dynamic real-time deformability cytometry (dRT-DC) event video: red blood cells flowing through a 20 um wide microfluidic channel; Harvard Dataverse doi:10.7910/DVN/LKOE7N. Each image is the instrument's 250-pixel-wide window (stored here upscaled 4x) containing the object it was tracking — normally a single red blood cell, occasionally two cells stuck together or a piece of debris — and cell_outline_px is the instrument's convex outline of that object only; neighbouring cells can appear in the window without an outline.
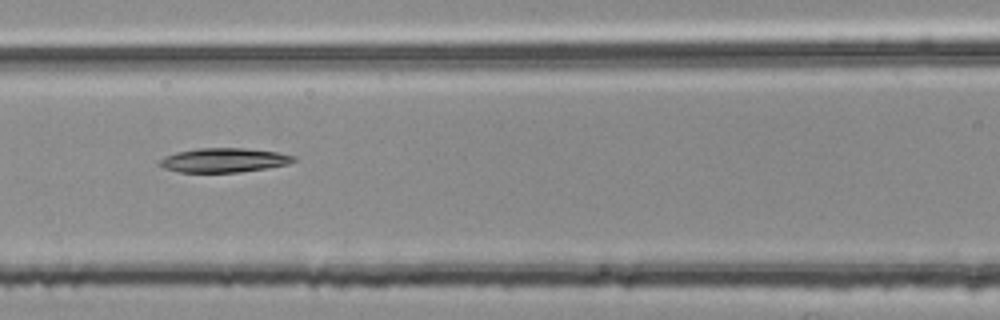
{"species": "common noctule bat (a hibernating species)", "species_latin": "Nyctalus noctula", "temperature_condition": "room temperature", "stored_images_in_passage": 10, "camera_frame_rate_fps": 3000, "um_per_image_px": 0.085, "animal": {"sex": "female", "body_mass_g": 25.1}, "frame": {"image": 1, "passage_image": 7, "time_ms": 2.0, "image_size_px": [1000, 320], "cell_outline_px": [[296, 160], [288, 164], [268, 168], [236, 172], [180, 172], [164, 168], [160, 164], [160, 160], [176, 152], [196, 148], [244, 148], [276, 152], [296, 156]], "centroid_in_image_um": [19.07, 13.61], "position_along_channel_um": 147.5, "area_um2": 18.73}}